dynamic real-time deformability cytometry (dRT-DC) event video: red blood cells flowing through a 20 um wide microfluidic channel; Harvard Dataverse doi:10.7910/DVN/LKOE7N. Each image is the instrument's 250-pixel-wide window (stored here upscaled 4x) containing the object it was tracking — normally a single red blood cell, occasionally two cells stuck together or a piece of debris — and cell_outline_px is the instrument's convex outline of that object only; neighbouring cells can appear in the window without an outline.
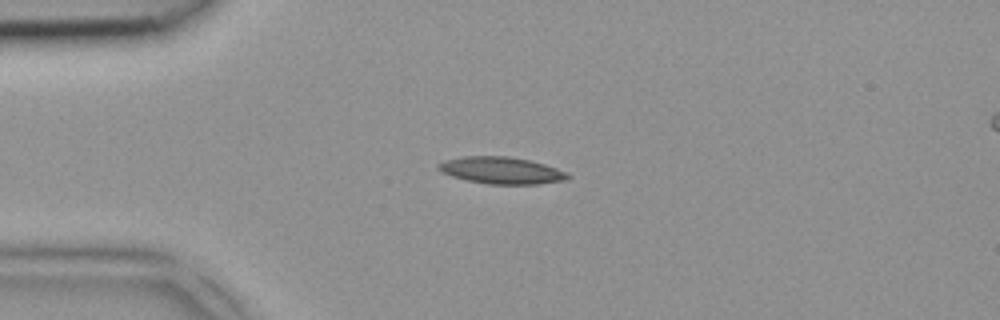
{"species": "common noctule bat (a hibernating species)", "species_latin": "Nyctalus noctula", "temperature_condition": "room temperature", "stored_images_in_passage": 2, "camera_frame_rate_fps": 3000, "um_per_image_px": 0.085, "animal": {"sex": "female", "body_mass_g": 18.4}, "frame": {"image": 1, "passage_image": 1, "time_ms": 0.0, "image_size_px": [1000, 320], "cell_outline_px": [[572, 176], [568, 180], [540, 184], [488, 184], [468, 180], [452, 176], [440, 172], [436, 168], [436, 164], [444, 160], [464, 156], [508, 156], [528, 160], [544, 164], [568, 172]], "centroid_in_image_um": [42.62, 14.49], "position_along_channel_um": 42.4, "area_um2": 20.46}}